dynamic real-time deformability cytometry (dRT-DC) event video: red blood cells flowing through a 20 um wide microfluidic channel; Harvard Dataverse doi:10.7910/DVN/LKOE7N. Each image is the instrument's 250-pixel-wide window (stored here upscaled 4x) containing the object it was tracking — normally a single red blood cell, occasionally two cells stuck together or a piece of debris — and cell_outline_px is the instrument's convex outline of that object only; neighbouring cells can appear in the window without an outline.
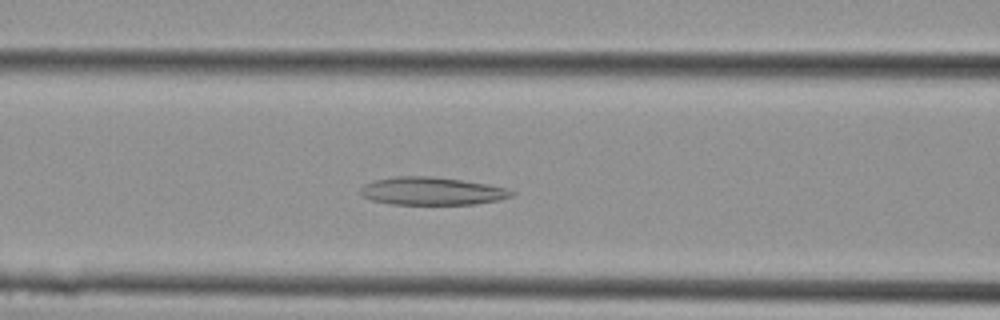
{"species": "Egyptian fruit bat (a non-hibernating species)", "species_latin": "Rousettus aegyptiacus", "temperature_condition": "cold", "stored_images_in_passage": 22, "camera_frame_rate_fps": 3000, "um_per_image_px": 0.085, "animal": {"sex": "female"}, "frame": {"image": 1, "passage_image": 8, "time_ms": 2.333, "image_size_px": [1000, 320], "cell_outline_px": [[516, 192], [512, 196], [500, 200], [476, 204], [388, 204], [372, 200], [364, 196], [360, 192], [360, 188], [364, 184], [376, 180], [396, 176], [428, 176], [460, 180], [508, 188]], "centroid_in_image_um": [36.72, 16.25], "position_along_channel_um": 129.9, "area_um2": 24.39}}
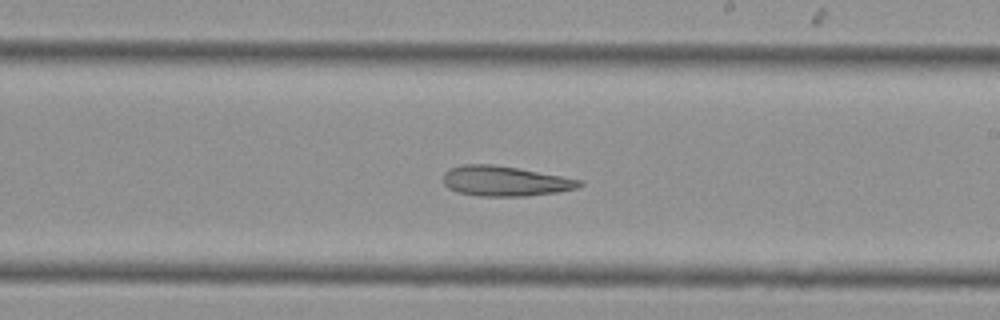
{"frame": {"image": 2, "passage_image": 13, "time_ms": 4.0, "image_size_px": [1000, 320], "cell_outline_px": [[584, 184], [576, 188], [556, 192], [524, 196], [476, 196], [456, 192], [448, 188], [444, 184], [444, 172], [448, 168], [460, 164], [492, 164], [516, 168], [560, 176], [580, 180]], "centroid_in_image_um": [42.84, 15.39], "position_along_channel_um": 246.2, "area_um2": 23.76}}
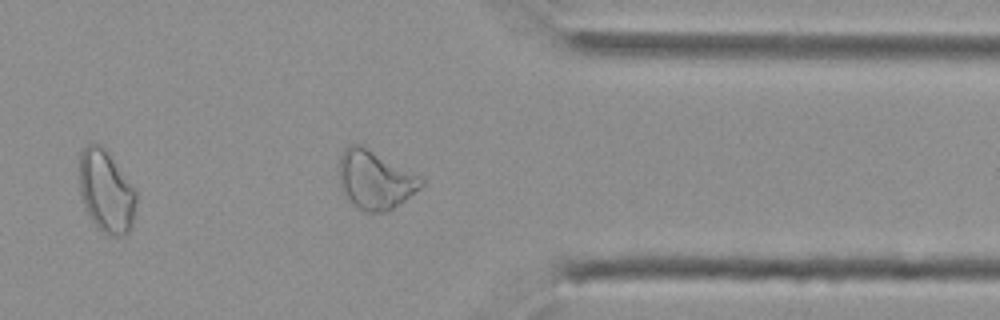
{"frame": {"image": 3, "passage_image": 19, "time_ms": 6.0, "image_size_px": [1000, 320], "cell_outline_px": [[424, 184], [420, 188], [388, 212], [368, 212], [360, 208], [348, 196], [340, 180], [340, 156], [344, 148], [348, 144], [360, 144], [420, 176], [424, 180]], "centroid_in_image_um": [31.91, 15.26], "position_along_channel_um": 379.5, "area_um2": 27.17}}